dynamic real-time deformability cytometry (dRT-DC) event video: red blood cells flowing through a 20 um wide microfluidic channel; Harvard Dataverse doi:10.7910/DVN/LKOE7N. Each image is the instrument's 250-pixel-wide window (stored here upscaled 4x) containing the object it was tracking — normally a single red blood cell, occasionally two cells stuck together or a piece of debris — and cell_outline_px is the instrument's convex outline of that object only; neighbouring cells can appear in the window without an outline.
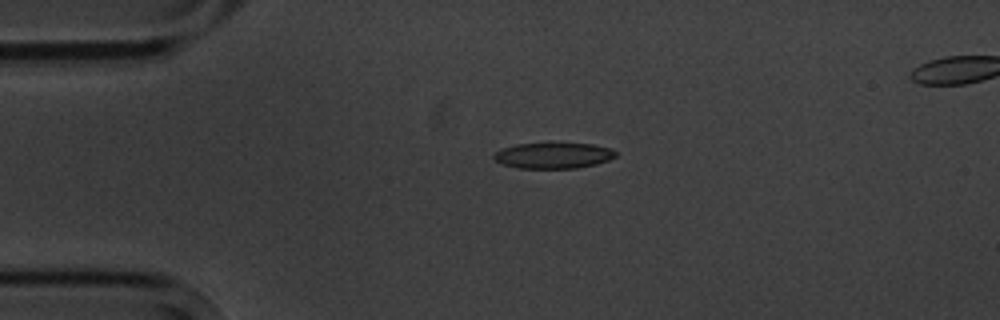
{"species": "common noctule bat (a hibernating species)", "species_latin": "Nyctalus noctula", "temperature_condition": "cold", "stored_images_in_passage": 3, "segment_of_instrument_passage": [1, 2], "camera_frame_rate_fps": 3000, "um_per_image_px": 0.085, "animal": {"sex": "male", "body_mass_g": 20.1, "forearm_length_mm": 53.5}, "frame": {"image": 1, "passage_image": 1, "time_ms": 0.0, "image_size_px": [1000, 320], "cell_outline_px": [[616, 156], [608, 160], [596, 164], [576, 168], [516, 168], [500, 164], [492, 156], [496, 152], [504, 148], [516, 144], [548, 140], [560, 140], [592, 144], [608, 148], [616, 152]], "centroid_in_image_um": [47.01, 13.16], "position_along_channel_um": 38.0, "area_um2": 19.31}}